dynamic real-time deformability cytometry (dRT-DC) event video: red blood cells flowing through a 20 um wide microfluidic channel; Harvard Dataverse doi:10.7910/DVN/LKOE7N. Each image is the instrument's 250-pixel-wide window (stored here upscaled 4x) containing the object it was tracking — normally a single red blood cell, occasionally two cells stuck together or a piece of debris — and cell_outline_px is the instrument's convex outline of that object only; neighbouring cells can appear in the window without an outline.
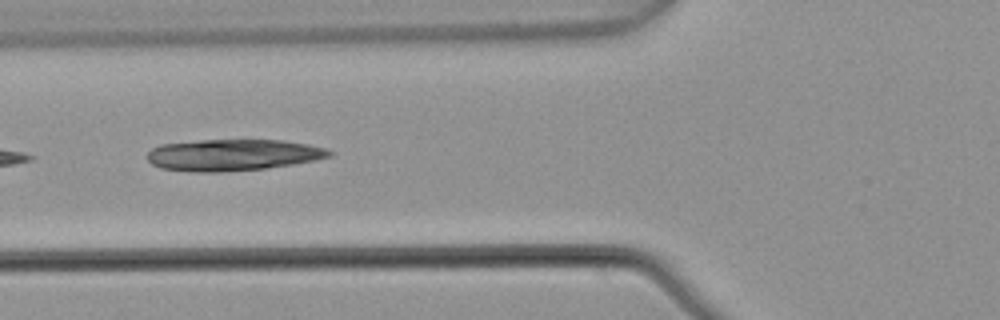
{"species": "common noctule bat (a hibernating species)", "species_latin": "Nyctalus noctula", "temperature_condition": "warm", "stored_images_in_passage": 7, "camera_frame_rate_fps": 3000, "um_per_image_px": 0.085, "animal": {"sex": "male", "body_mass_g": 21.5, "forearm_length_mm": 52.0}, "frame": {"image": 1, "passage_image": 5, "time_ms": 1.333, "image_size_px": [1000, 320], "cell_outline_px": [[332, 156], [316, 160], [292, 164], [264, 168], [224, 172], [192, 172], [160, 168], [152, 164], [148, 160], [148, 152], [152, 148], [160, 144], [200, 140], [284, 140], [308, 144], [328, 148], [332, 152]], "centroid_in_image_um": [19.8, 13.17], "position_along_channel_um": 106.0, "area_um2": 33.58}}
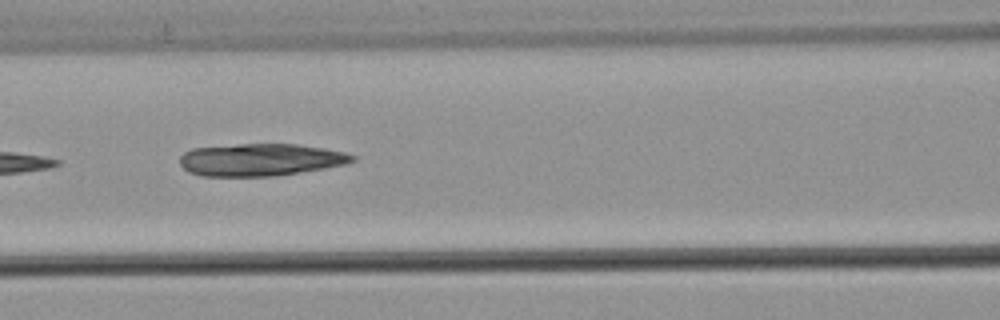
{"frame": {"image": 2, "passage_image": 6, "time_ms": 1.667, "image_size_px": [1000, 320], "cell_outline_px": [[356, 160], [348, 164], [276, 176], [200, 176], [188, 172], [180, 164], [180, 156], [184, 152], [192, 148], [240, 144], [296, 144], [324, 148], [344, 152], [356, 156]], "centroid_in_image_um": [22.14, 13.58], "position_along_channel_um": 144.5, "area_um2": 32.66}}
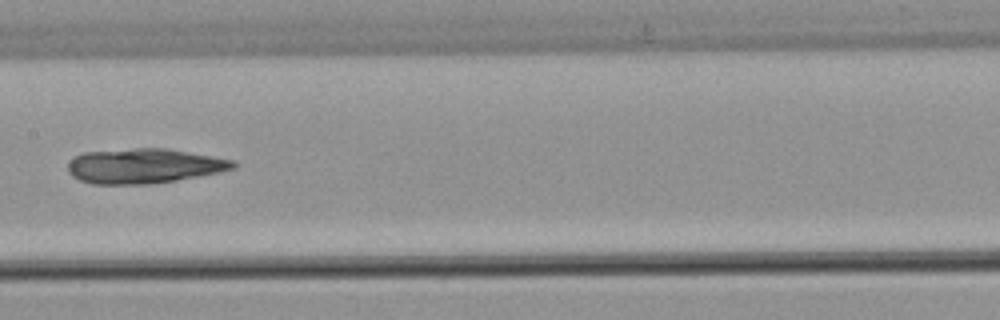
{"frame": {"image": 3, "passage_image": 7, "time_ms": 2.0, "image_size_px": [1000, 320], "cell_outline_px": [[236, 168], [176, 180], [148, 184], [92, 184], [80, 180], [72, 176], [68, 172], [68, 160], [72, 156], [84, 152], [132, 148], [168, 148], [236, 160]], "centroid_in_image_um": [12.2, 14.09], "position_along_channel_um": 195.2, "area_um2": 33.7}}